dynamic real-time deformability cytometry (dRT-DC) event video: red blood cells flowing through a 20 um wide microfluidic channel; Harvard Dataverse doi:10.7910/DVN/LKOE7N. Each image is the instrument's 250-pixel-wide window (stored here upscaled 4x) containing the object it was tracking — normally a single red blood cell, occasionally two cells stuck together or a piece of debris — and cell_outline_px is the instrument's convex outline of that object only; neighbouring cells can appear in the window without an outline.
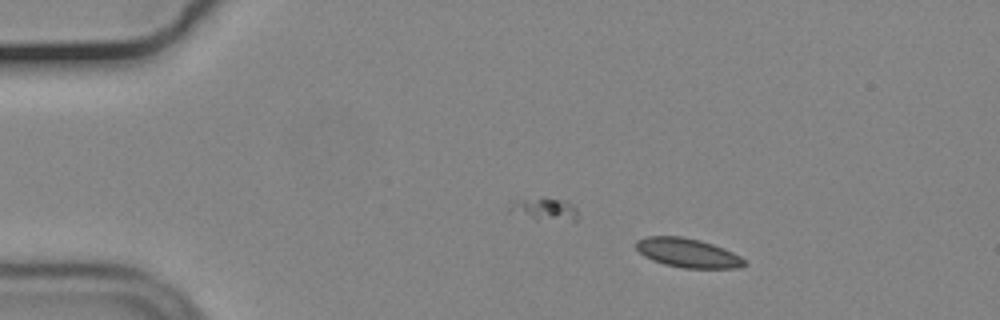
{"species": "common noctule bat (a hibernating species)", "species_latin": "Nyctalus noctula", "temperature_condition": "cold", "stored_images_in_passage": 17, "camera_frame_rate_fps": 3000, "um_per_image_px": 0.085, "animal": {"sex": "male", "body_mass_g": 19.2, "forearm_length_mm": 51.8}, "frame": {"image": 1, "passage_image": 8, "time_ms": 2.333, "image_size_px": [1000, 320], "cell_outline_px": [[748, 264], [740, 268], [684, 268], [664, 264], [652, 260], [644, 256], [636, 248], [636, 240], [648, 236], [680, 236], [700, 240], [724, 248], [740, 256]], "centroid_in_image_um": [58.46, 21.5], "position_along_channel_um": 26.5, "area_um2": 18.38}}
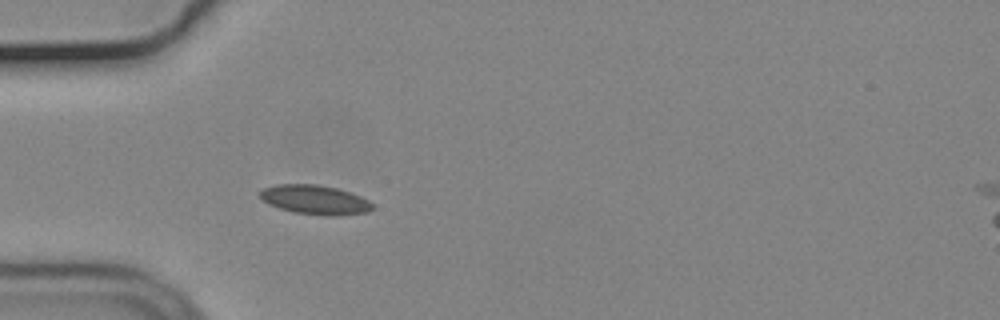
{"frame": {"image": 2, "passage_image": 16, "time_ms": 5.0, "image_size_px": [1000, 320], "cell_outline_px": [[372, 208], [368, 212], [336, 216], [324, 216], [292, 212], [268, 204], [260, 196], [260, 192], [264, 188], [276, 184], [316, 184], [336, 188], [360, 196], [368, 200], [372, 204]], "centroid_in_image_um": [26.76, 16.99], "position_along_channel_um": 58.2, "area_um2": 19.13}}